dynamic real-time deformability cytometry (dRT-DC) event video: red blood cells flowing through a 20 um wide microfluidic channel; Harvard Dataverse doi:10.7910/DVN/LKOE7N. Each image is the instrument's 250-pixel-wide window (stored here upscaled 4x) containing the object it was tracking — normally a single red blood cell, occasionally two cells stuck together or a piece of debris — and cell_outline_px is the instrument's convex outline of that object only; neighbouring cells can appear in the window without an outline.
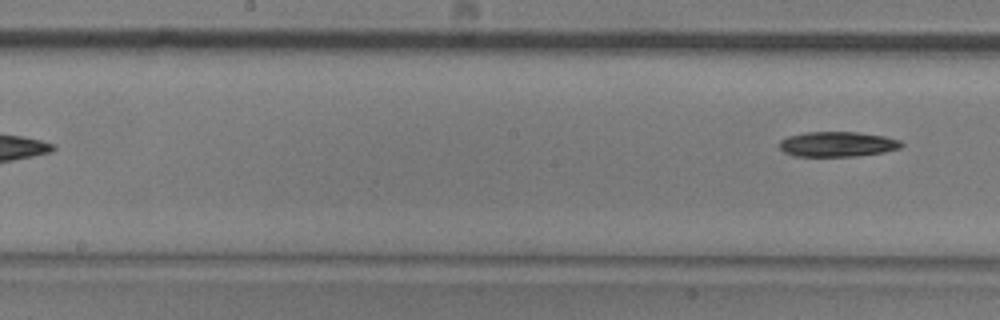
{"species": "common noctule bat (a hibernating species)", "species_latin": "Nyctalus noctula", "temperature_condition": "room temperature", "stored_images_in_passage": 7, "segment_of_instrument_passage": [2, 2], "camera_frame_rate_fps": 3000, "um_per_image_px": 0.085, "animal": {"sex": "male", "body_mass_g": 20.5, "forearm_length_mm": 52.5}, "frame": {"image": 1, "passage_image": 7, "time_ms": 2.0, "image_size_px": [1000, 320], "cell_outline_px": [[904, 144], [900, 148], [884, 152], [856, 156], [796, 156], [784, 152], [780, 148], [780, 140], [788, 136], [804, 132], [856, 132], [884, 136], [900, 140]], "centroid_in_image_um": [71.19, 12.25], "position_along_channel_um": 177.0, "area_um2": 17.8}}